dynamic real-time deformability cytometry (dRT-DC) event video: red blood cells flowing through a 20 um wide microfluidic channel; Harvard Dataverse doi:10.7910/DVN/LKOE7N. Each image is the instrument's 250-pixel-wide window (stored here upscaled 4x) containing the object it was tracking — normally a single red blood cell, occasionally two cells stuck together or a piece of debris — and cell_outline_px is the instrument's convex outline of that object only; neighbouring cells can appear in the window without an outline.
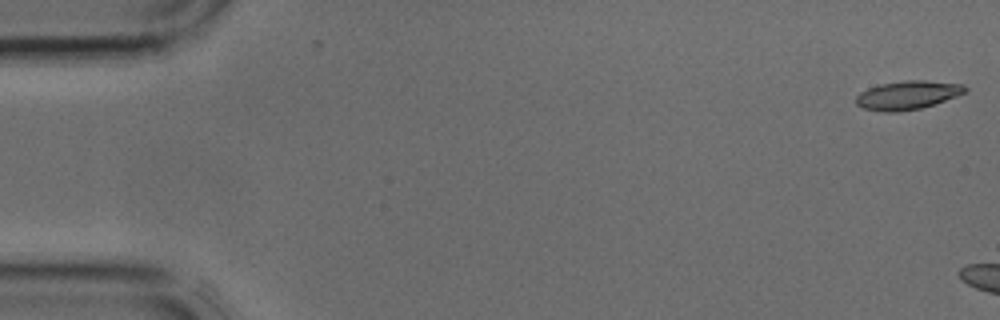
{"species": "common noctule bat (a hibernating species)", "species_latin": "Nyctalus noctula", "temperature_condition": "cold", "stored_images_in_passage": 5, "camera_frame_rate_fps": 3000, "um_per_image_px": 0.085, "animal": {"sex": "male", "body_mass_g": 17.9, "forearm_length_mm": 54.2}, "frame": {"image": 1, "passage_image": 1, "time_ms": 0.0, "image_size_px": [1000, 320], "cell_outline_px": [[968, 92], [920, 108], [896, 112], [880, 112], [864, 108], [856, 104], [856, 96], [860, 92], [868, 88], [880, 84], [904, 80], [924, 80], [964, 84], [968, 88]], "centroid_in_image_um": [77.14, 8.07], "position_along_channel_um": 7.9, "area_um2": 18.21}}
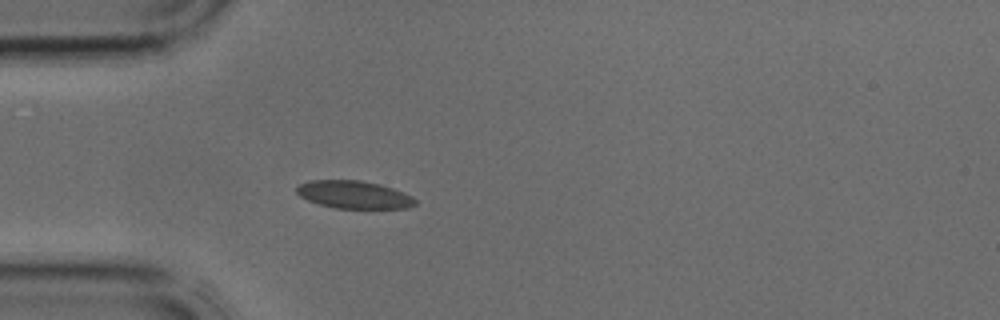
{"frame": {"image": 2, "passage_image": 5, "time_ms": 1.333, "image_size_px": [1000, 320], "cell_outline_px": [[416, 204], [408, 208], [336, 208], [320, 204], [308, 200], [300, 196], [296, 192], [296, 188], [300, 184], [308, 180], [360, 180], [380, 184], [392, 188], [412, 196], [416, 200]], "centroid_in_image_um": [30.08, 16.54], "position_along_channel_um": 54.9, "area_um2": 19.07}}